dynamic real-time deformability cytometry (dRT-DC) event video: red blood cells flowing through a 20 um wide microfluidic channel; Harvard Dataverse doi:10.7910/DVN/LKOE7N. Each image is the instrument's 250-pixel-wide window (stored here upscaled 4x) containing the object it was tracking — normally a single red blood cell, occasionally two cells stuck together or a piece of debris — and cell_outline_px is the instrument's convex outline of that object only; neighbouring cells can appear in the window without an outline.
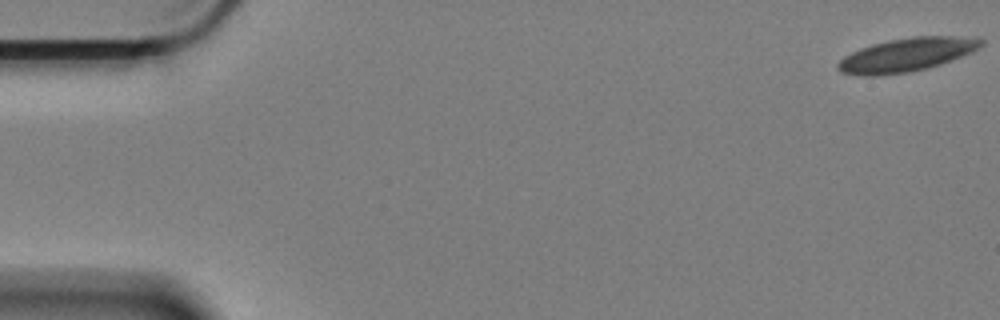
{"species": "Egyptian fruit bat (a non-hibernating species)", "species_latin": "Rousettus aegyptiacus", "temperature_condition": "cold", "stored_images_in_passage": 56, "camera_frame_rate_fps": 3000, "um_per_image_px": 0.085, "animal": {"sex": "female"}, "frame": {"image": 1, "passage_image": 1, "time_ms": 0.0, "image_size_px": [1000, 320], "cell_outline_px": [[984, 44], [980, 48], [972, 52], [940, 64], [908, 72], [876, 76], [864, 76], [840, 72], [836, 68], [836, 64], [844, 56], [860, 48], [872, 44], [888, 40], [912, 36], [956, 36], [984, 40]], "centroid_in_image_um": [77.02, 4.65], "position_along_channel_um": 8.0, "area_um2": 27.86}}
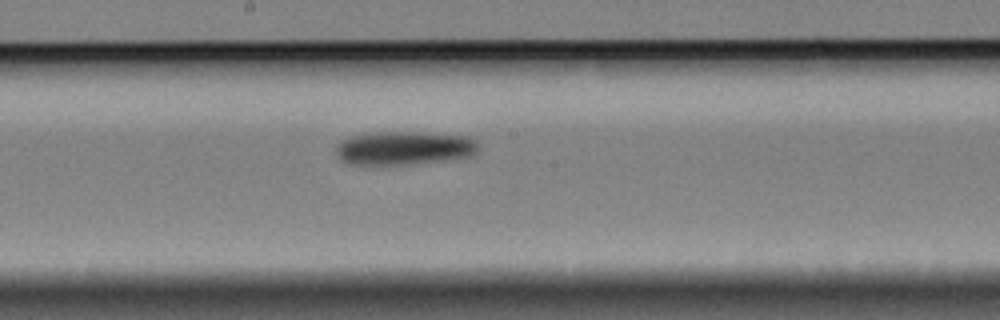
{"frame": {"image": 2, "passage_image": 32, "time_ms": 10.333, "image_size_px": [1000, 320], "cell_outline_px": [[476, 152], [468, 156], [408, 164], [352, 164], [340, 160], [336, 156], [336, 148], [348, 136], [368, 132], [424, 132], [468, 136], [476, 140]], "centroid_in_image_um": [34.29, 12.56], "position_along_channel_um": 213.9, "area_um2": 27.57}}
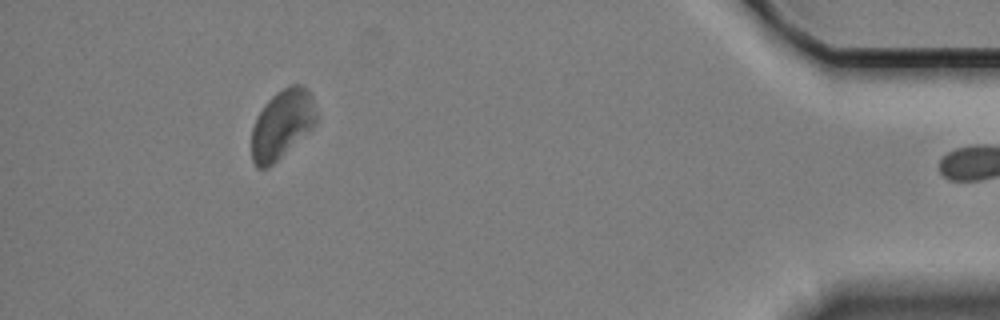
{"frame": {"image": 3, "passage_image": 55, "time_ms": 18.0, "image_size_px": [1000, 320], "cell_outline_px": [[320, 116], [316, 124], [308, 132], [268, 168], [256, 168], [252, 160], [252, 128], [264, 104], [276, 92], [288, 84], [300, 84], [308, 88], [312, 96]], "centroid_in_image_um": [24.02, 10.52], "position_along_channel_um": 411.2, "area_um2": 26.3}}